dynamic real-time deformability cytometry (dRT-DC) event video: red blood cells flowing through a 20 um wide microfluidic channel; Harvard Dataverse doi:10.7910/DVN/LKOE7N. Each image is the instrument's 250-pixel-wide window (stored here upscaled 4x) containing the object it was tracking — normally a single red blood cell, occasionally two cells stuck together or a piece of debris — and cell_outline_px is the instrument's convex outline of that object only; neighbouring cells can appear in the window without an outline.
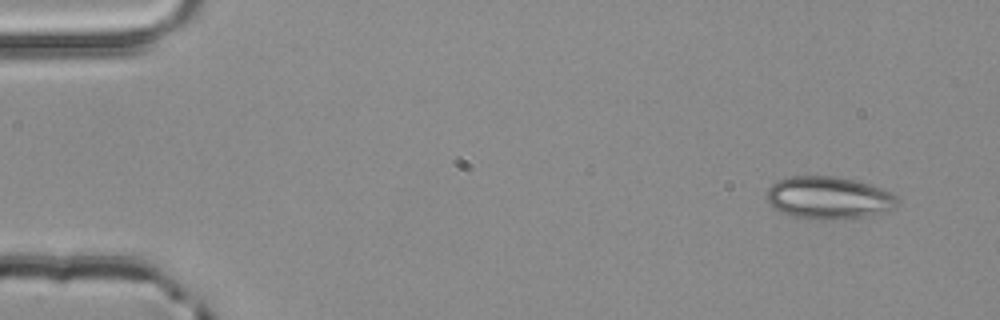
{"species": "common noctule bat (a hibernating species)", "species_latin": "Nyctalus noctula", "temperature_condition": "room temperature", "stored_images_in_passage": 3, "camera_frame_rate_fps": 3000, "um_per_image_px": 0.085, "animal": {"sex": "male", "body_mass_g": 20.4}, "frame": {"image": 1, "passage_image": 1, "time_ms": 0.0, "image_size_px": [1000, 320], "cell_outline_px": [[900, 204], [892, 208], [868, 216], [824, 220], [816, 220], [788, 216], [780, 212], [764, 196], [764, 192], [772, 184], [780, 180], [792, 176], [836, 176], [856, 180], [892, 192], [900, 200]], "centroid_in_image_um": [70.42, 16.81], "position_along_channel_um": 14.6, "area_um2": 32.54}}